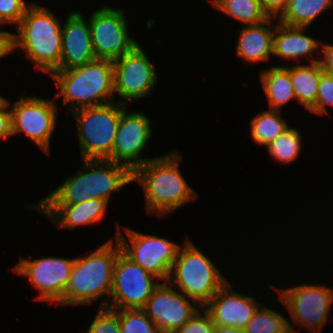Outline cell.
Returning a JSON list of instances; mask_svg holds the SVG:
<instances>
[{"mask_svg": "<svg viewBox=\"0 0 333 333\" xmlns=\"http://www.w3.org/2000/svg\"><path fill=\"white\" fill-rule=\"evenodd\" d=\"M182 156L177 150L154 157L132 171L145 194L146 212L163 217L197 198L179 171Z\"/></svg>", "mask_w": 333, "mask_h": 333, "instance_id": "6da1fadb", "label": "cell"}, {"mask_svg": "<svg viewBox=\"0 0 333 333\" xmlns=\"http://www.w3.org/2000/svg\"><path fill=\"white\" fill-rule=\"evenodd\" d=\"M82 170L34 205H75L90 199L109 202L111 193L132 182V171L124 164L107 159L82 160ZM84 170V171H83Z\"/></svg>", "mask_w": 333, "mask_h": 333, "instance_id": "7a4b0ae2", "label": "cell"}, {"mask_svg": "<svg viewBox=\"0 0 333 333\" xmlns=\"http://www.w3.org/2000/svg\"><path fill=\"white\" fill-rule=\"evenodd\" d=\"M108 240L96 251L75 258L62 305L91 304L105 295L99 307H107L112 290L113 268L118 253L119 241Z\"/></svg>", "mask_w": 333, "mask_h": 333, "instance_id": "3957f363", "label": "cell"}, {"mask_svg": "<svg viewBox=\"0 0 333 333\" xmlns=\"http://www.w3.org/2000/svg\"><path fill=\"white\" fill-rule=\"evenodd\" d=\"M13 33V50L23 49L38 70L49 73L59 69L62 51V27L53 13L31 3Z\"/></svg>", "mask_w": 333, "mask_h": 333, "instance_id": "277c9868", "label": "cell"}, {"mask_svg": "<svg viewBox=\"0 0 333 333\" xmlns=\"http://www.w3.org/2000/svg\"><path fill=\"white\" fill-rule=\"evenodd\" d=\"M51 76L60 89L57 96H62L63 106L72 112L114 102L111 60L95 59L71 70H56Z\"/></svg>", "mask_w": 333, "mask_h": 333, "instance_id": "5b68a950", "label": "cell"}, {"mask_svg": "<svg viewBox=\"0 0 333 333\" xmlns=\"http://www.w3.org/2000/svg\"><path fill=\"white\" fill-rule=\"evenodd\" d=\"M183 243L167 282L203 308L228 279L189 238Z\"/></svg>", "mask_w": 333, "mask_h": 333, "instance_id": "8992f818", "label": "cell"}, {"mask_svg": "<svg viewBox=\"0 0 333 333\" xmlns=\"http://www.w3.org/2000/svg\"><path fill=\"white\" fill-rule=\"evenodd\" d=\"M126 105L108 103L73 111L78 129L81 160H98L111 158L121 112Z\"/></svg>", "mask_w": 333, "mask_h": 333, "instance_id": "52a82bcc", "label": "cell"}, {"mask_svg": "<svg viewBox=\"0 0 333 333\" xmlns=\"http://www.w3.org/2000/svg\"><path fill=\"white\" fill-rule=\"evenodd\" d=\"M117 228L115 239L119 241L121 251L144 270L150 272L159 280L167 282L181 246L165 239V237L143 234L125 228L130 245L126 236L122 235L120 227Z\"/></svg>", "mask_w": 333, "mask_h": 333, "instance_id": "ba28073f", "label": "cell"}, {"mask_svg": "<svg viewBox=\"0 0 333 333\" xmlns=\"http://www.w3.org/2000/svg\"><path fill=\"white\" fill-rule=\"evenodd\" d=\"M155 280L159 279L120 251L113 268L112 290L107 308L142 309L160 284Z\"/></svg>", "mask_w": 333, "mask_h": 333, "instance_id": "9c48e42d", "label": "cell"}, {"mask_svg": "<svg viewBox=\"0 0 333 333\" xmlns=\"http://www.w3.org/2000/svg\"><path fill=\"white\" fill-rule=\"evenodd\" d=\"M276 291L294 323L311 333H320L333 304V289L324 285L298 284Z\"/></svg>", "mask_w": 333, "mask_h": 333, "instance_id": "30bf717a", "label": "cell"}, {"mask_svg": "<svg viewBox=\"0 0 333 333\" xmlns=\"http://www.w3.org/2000/svg\"><path fill=\"white\" fill-rule=\"evenodd\" d=\"M127 22L122 8L104 5L92 12L89 25L96 59L114 61L139 45L130 38Z\"/></svg>", "mask_w": 333, "mask_h": 333, "instance_id": "8fae6325", "label": "cell"}, {"mask_svg": "<svg viewBox=\"0 0 333 333\" xmlns=\"http://www.w3.org/2000/svg\"><path fill=\"white\" fill-rule=\"evenodd\" d=\"M12 136L25 133L45 154H50V140L56 127L57 105L36 96L20 97L10 105Z\"/></svg>", "mask_w": 333, "mask_h": 333, "instance_id": "7c38bea8", "label": "cell"}, {"mask_svg": "<svg viewBox=\"0 0 333 333\" xmlns=\"http://www.w3.org/2000/svg\"><path fill=\"white\" fill-rule=\"evenodd\" d=\"M112 62L114 93L123 100L118 103L127 106L152 94L157 85V72L140 45Z\"/></svg>", "mask_w": 333, "mask_h": 333, "instance_id": "4fadbf2b", "label": "cell"}, {"mask_svg": "<svg viewBox=\"0 0 333 333\" xmlns=\"http://www.w3.org/2000/svg\"><path fill=\"white\" fill-rule=\"evenodd\" d=\"M74 261L75 259L59 257L35 260L22 258L12 270L18 275L27 276L30 283L39 290L36 300L62 305Z\"/></svg>", "mask_w": 333, "mask_h": 333, "instance_id": "5bb4252c", "label": "cell"}, {"mask_svg": "<svg viewBox=\"0 0 333 333\" xmlns=\"http://www.w3.org/2000/svg\"><path fill=\"white\" fill-rule=\"evenodd\" d=\"M195 301L173 289L168 282L160 283L142 308L146 315L158 326L161 333H175L199 310Z\"/></svg>", "mask_w": 333, "mask_h": 333, "instance_id": "9a60e30c", "label": "cell"}, {"mask_svg": "<svg viewBox=\"0 0 333 333\" xmlns=\"http://www.w3.org/2000/svg\"><path fill=\"white\" fill-rule=\"evenodd\" d=\"M151 120L142 112H121L110 161L126 165L131 171L152 158L140 157L151 139Z\"/></svg>", "mask_w": 333, "mask_h": 333, "instance_id": "2e32d148", "label": "cell"}, {"mask_svg": "<svg viewBox=\"0 0 333 333\" xmlns=\"http://www.w3.org/2000/svg\"><path fill=\"white\" fill-rule=\"evenodd\" d=\"M260 305L252 296L234 292L227 281L202 309L211 316L215 325L243 330Z\"/></svg>", "mask_w": 333, "mask_h": 333, "instance_id": "e0dca14e", "label": "cell"}, {"mask_svg": "<svg viewBox=\"0 0 333 333\" xmlns=\"http://www.w3.org/2000/svg\"><path fill=\"white\" fill-rule=\"evenodd\" d=\"M62 51L58 70H71L96 59L90 25L80 12L68 15L62 26Z\"/></svg>", "mask_w": 333, "mask_h": 333, "instance_id": "ac0fdd59", "label": "cell"}, {"mask_svg": "<svg viewBox=\"0 0 333 333\" xmlns=\"http://www.w3.org/2000/svg\"><path fill=\"white\" fill-rule=\"evenodd\" d=\"M108 201L90 199L75 205H26L45 214L59 228L74 229L77 226L101 221L106 215Z\"/></svg>", "mask_w": 333, "mask_h": 333, "instance_id": "d6986e66", "label": "cell"}, {"mask_svg": "<svg viewBox=\"0 0 333 333\" xmlns=\"http://www.w3.org/2000/svg\"><path fill=\"white\" fill-rule=\"evenodd\" d=\"M273 19L249 26H242L238 33L236 55L248 63L269 61L273 55L274 28L270 26Z\"/></svg>", "mask_w": 333, "mask_h": 333, "instance_id": "ffe728a7", "label": "cell"}, {"mask_svg": "<svg viewBox=\"0 0 333 333\" xmlns=\"http://www.w3.org/2000/svg\"><path fill=\"white\" fill-rule=\"evenodd\" d=\"M275 25L273 36V55L283 59L297 60L306 55H313L321 47V42L304 34L308 27Z\"/></svg>", "mask_w": 333, "mask_h": 333, "instance_id": "44dd1931", "label": "cell"}, {"mask_svg": "<svg viewBox=\"0 0 333 333\" xmlns=\"http://www.w3.org/2000/svg\"><path fill=\"white\" fill-rule=\"evenodd\" d=\"M323 73L319 59H310V65L295 64L290 67V78L296 101L310 110L318 95L320 75Z\"/></svg>", "mask_w": 333, "mask_h": 333, "instance_id": "7402d4cb", "label": "cell"}, {"mask_svg": "<svg viewBox=\"0 0 333 333\" xmlns=\"http://www.w3.org/2000/svg\"><path fill=\"white\" fill-rule=\"evenodd\" d=\"M261 84L269 109L281 111L283 105L296 99L290 78V67L273 66L261 72Z\"/></svg>", "mask_w": 333, "mask_h": 333, "instance_id": "603a6c76", "label": "cell"}, {"mask_svg": "<svg viewBox=\"0 0 333 333\" xmlns=\"http://www.w3.org/2000/svg\"><path fill=\"white\" fill-rule=\"evenodd\" d=\"M333 5V0H288L277 21L288 26L308 27Z\"/></svg>", "mask_w": 333, "mask_h": 333, "instance_id": "cb8c5ba5", "label": "cell"}, {"mask_svg": "<svg viewBox=\"0 0 333 333\" xmlns=\"http://www.w3.org/2000/svg\"><path fill=\"white\" fill-rule=\"evenodd\" d=\"M282 111L265 110L251 119V137L258 145H268L281 135L289 126L281 117Z\"/></svg>", "mask_w": 333, "mask_h": 333, "instance_id": "d4e9b609", "label": "cell"}, {"mask_svg": "<svg viewBox=\"0 0 333 333\" xmlns=\"http://www.w3.org/2000/svg\"><path fill=\"white\" fill-rule=\"evenodd\" d=\"M211 3L244 26L260 24L269 18L259 0H211Z\"/></svg>", "mask_w": 333, "mask_h": 333, "instance_id": "484cf974", "label": "cell"}, {"mask_svg": "<svg viewBox=\"0 0 333 333\" xmlns=\"http://www.w3.org/2000/svg\"><path fill=\"white\" fill-rule=\"evenodd\" d=\"M243 331L244 333H297L294 326L280 313L261 305Z\"/></svg>", "mask_w": 333, "mask_h": 333, "instance_id": "4316f807", "label": "cell"}, {"mask_svg": "<svg viewBox=\"0 0 333 333\" xmlns=\"http://www.w3.org/2000/svg\"><path fill=\"white\" fill-rule=\"evenodd\" d=\"M301 135L297 129L288 127L267 146L269 154L281 164L287 165L297 159L301 149Z\"/></svg>", "mask_w": 333, "mask_h": 333, "instance_id": "83f0119b", "label": "cell"}, {"mask_svg": "<svg viewBox=\"0 0 333 333\" xmlns=\"http://www.w3.org/2000/svg\"><path fill=\"white\" fill-rule=\"evenodd\" d=\"M120 333H161L143 309H119Z\"/></svg>", "mask_w": 333, "mask_h": 333, "instance_id": "f1b7e54d", "label": "cell"}, {"mask_svg": "<svg viewBox=\"0 0 333 333\" xmlns=\"http://www.w3.org/2000/svg\"><path fill=\"white\" fill-rule=\"evenodd\" d=\"M86 333H120L119 309L99 307Z\"/></svg>", "mask_w": 333, "mask_h": 333, "instance_id": "f546056e", "label": "cell"}, {"mask_svg": "<svg viewBox=\"0 0 333 333\" xmlns=\"http://www.w3.org/2000/svg\"><path fill=\"white\" fill-rule=\"evenodd\" d=\"M328 105L333 106V77L323 72L320 75L316 104L309 111L317 115L328 114Z\"/></svg>", "mask_w": 333, "mask_h": 333, "instance_id": "4dcf8cb0", "label": "cell"}, {"mask_svg": "<svg viewBox=\"0 0 333 333\" xmlns=\"http://www.w3.org/2000/svg\"><path fill=\"white\" fill-rule=\"evenodd\" d=\"M31 5L24 0H0V25L16 24L22 20L26 10Z\"/></svg>", "mask_w": 333, "mask_h": 333, "instance_id": "1f68e13d", "label": "cell"}, {"mask_svg": "<svg viewBox=\"0 0 333 333\" xmlns=\"http://www.w3.org/2000/svg\"><path fill=\"white\" fill-rule=\"evenodd\" d=\"M202 312L199 310L175 333H215L216 325L211 316L204 309Z\"/></svg>", "mask_w": 333, "mask_h": 333, "instance_id": "d6a6232c", "label": "cell"}, {"mask_svg": "<svg viewBox=\"0 0 333 333\" xmlns=\"http://www.w3.org/2000/svg\"><path fill=\"white\" fill-rule=\"evenodd\" d=\"M12 137L9 100L0 96V141Z\"/></svg>", "mask_w": 333, "mask_h": 333, "instance_id": "836d02e7", "label": "cell"}, {"mask_svg": "<svg viewBox=\"0 0 333 333\" xmlns=\"http://www.w3.org/2000/svg\"><path fill=\"white\" fill-rule=\"evenodd\" d=\"M264 12L276 20L285 10L288 0H259ZM276 18V19H275Z\"/></svg>", "mask_w": 333, "mask_h": 333, "instance_id": "e575fe53", "label": "cell"}, {"mask_svg": "<svg viewBox=\"0 0 333 333\" xmlns=\"http://www.w3.org/2000/svg\"><path fill=\"white\" fill-rule=\"evenodd\" d=\"M323 59L320 58V64L323 72L333 77V45L322 44Z\"/></svg>", "mask_w": 333, "mask_h": 333, "instance_id": "d590c367", "label": "cell"}, {"mask_svg": "<svg viewBox=\"0 0 333 333\" xmlns=\"http://www.w3.org/2000/svg\"><path fill=\"white\" fill-rule=\"evenodd\" d=\"M13 50V33L0 31V58L9 55Z\"/></svg>", "mask_w": 333, "mask_h": 333, "instance_id": "8d00e7d4", "label": "cell"}, {"mask_svg": "<svg viewBox=\"0 0 333 333\" xmlns=\"http://www.w3.org/2000/svg\"><path fill=\"white\" fill-rule=\"evenodd\" d=\"M215 333H244L242 329L232 326H217L215 327Z\"/></svg>", "mask_w": 333, "mask_h": 333, "instance_id": "74e56055", "label": "cell"}]
</instances>
